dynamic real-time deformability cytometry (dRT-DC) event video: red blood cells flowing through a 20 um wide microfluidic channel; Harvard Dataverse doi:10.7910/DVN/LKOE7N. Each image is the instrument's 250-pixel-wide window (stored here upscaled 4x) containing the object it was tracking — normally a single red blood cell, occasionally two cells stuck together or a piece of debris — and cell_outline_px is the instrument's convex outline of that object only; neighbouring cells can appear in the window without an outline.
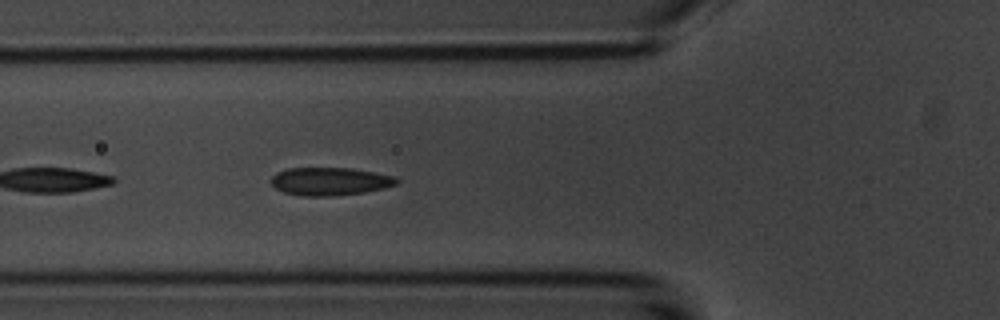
{"species": "common noctule bat (a hibernating species)", "species_latin": "Nyctalus noctula", "temperature_condition": "room temperature", "stored_images_in_passage": 26, "camera_frame_rate_fps": 3000, "um_per_image_px": 0.085, "animal": {"sex": "male", "body_mass_g": 20.1, "forearm_length_mm": 53.5}, "frame": {"image": 1, "passage_image": 5, "time_ms": 1.333, "image_size_px": [1000, 320], "cell_outline_px": [[400, 180], [396, 184], [384, 188], [364, 192], [328, 196], [304, 196], [284, 192], [276, 188], [272, 184], [272, 176], [276, 172], [284, 168], [352, 168], [396, 176]], "centroid_in_image_um": [28.05, 15.4], "position_along_channel_um": 97.7, "area_um2": 20.46}}
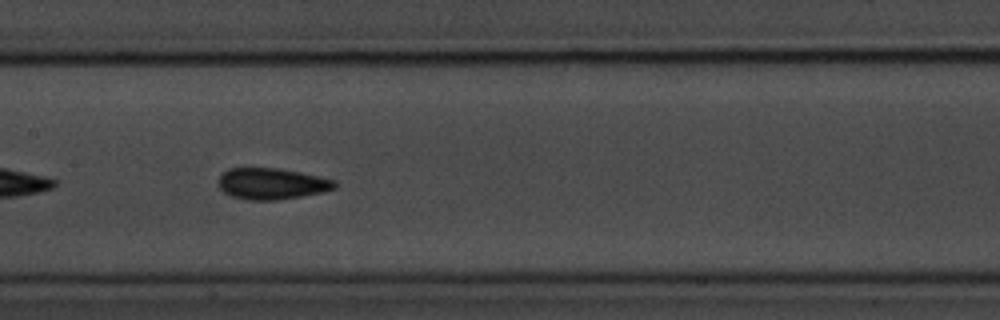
{"frame": {"image": 2, "passage_image": 12, "time_ms": 3.667, "image_size_px": [1000, 320], "cell_outline_px": [[336, 188], [324, 192], [276, 200], [248, 200], [232, 196], [224, 192], [220, 188], [220, 172], [228, 168], [280, 168], [300, 172], [336, 180]], "centroid_in_image_um": [23.1, 15.6], "position_along_channel_um": 184.3, "area_um2": 21.21}}